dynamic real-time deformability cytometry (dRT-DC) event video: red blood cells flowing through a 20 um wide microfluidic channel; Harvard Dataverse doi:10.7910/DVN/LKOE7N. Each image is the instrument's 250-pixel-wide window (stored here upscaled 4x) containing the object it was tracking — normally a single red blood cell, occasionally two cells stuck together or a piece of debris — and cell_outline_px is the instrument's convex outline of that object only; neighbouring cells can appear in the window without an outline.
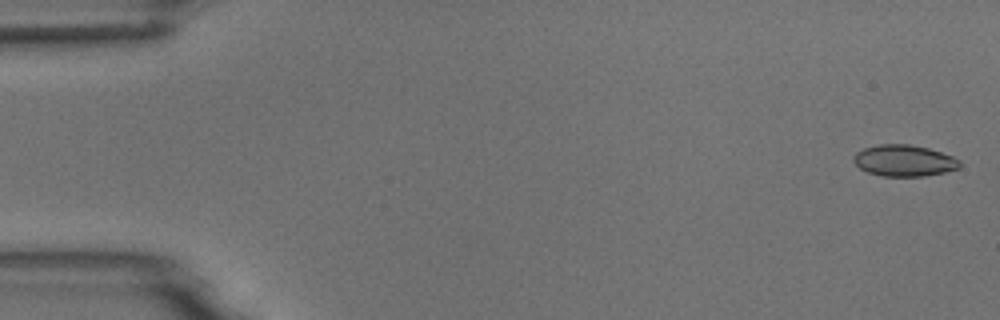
{"species": "common noctule bat (a hibernating species)", "species_latin": "Nyctalus noctula", "temperature_condition": "room temperature", "stored_images_in_passage": 4, "camera_frame_rate_fps": 3000, "um_per_image_px": 0.085, "animal": {"sex": "male", "body_mass_g": 18.8}, "frame": {"image": 1, "passage_image": 1, "time_ms": 0.0, "image_size_px": [1000, 320], "cell_outline_px": [[960, 168], [944, 172], [924, 176], [880, 176], [868, 172], [860, 168], [852, 160], [852, 156], [856, 152], [864, 148], [880, 144], [908, 144], [928, 148], [952, 156], [960, 160]], "centroid_in_image_um": [76.83, 13.65], "position_along_channel_um": 8.2, "area_um2": 19.42}}